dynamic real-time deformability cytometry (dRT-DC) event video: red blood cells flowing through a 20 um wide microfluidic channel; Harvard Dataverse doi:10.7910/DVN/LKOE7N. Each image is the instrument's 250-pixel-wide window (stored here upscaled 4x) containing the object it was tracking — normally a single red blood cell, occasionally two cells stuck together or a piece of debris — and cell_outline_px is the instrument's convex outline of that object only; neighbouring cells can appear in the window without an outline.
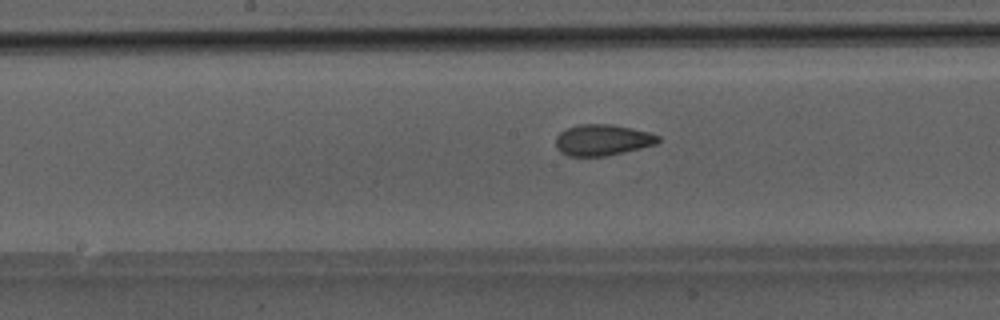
{"species": "Egyptian fruit bat (a non-hibernating species)", "species_latin": "Rousettus aegyptiacus", "temperature_condition": "room temperature", "stored_images_in_passage": 36, "camera_frame_rate_fps": 3000, "um_per_image_px": 0.085, "animal": {"sex": "male"}, "frame": {"image": 1, "passage_image": 21, "time_ms": 6.667, "image_size_px": [1000, 320], "cell_outline_px": [[660, 140], [656, 144], [608, 156], [568, 156], [560, 152], [556, 148], [556, 136], [560, 132], [568, 128], [580, 124], [612, 124], [632, 128], [648, 132], [660, 136]], "centroid_in_image_um": [51.2, 11.9], "position_along_channel_um": 197.0, "area_um2": 18.61}}
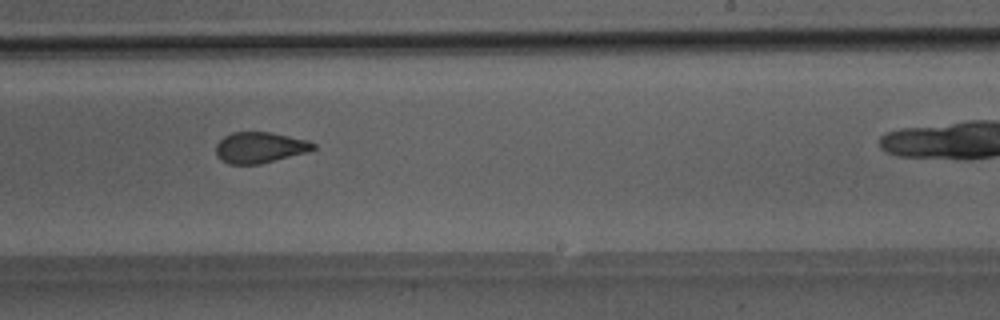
{"frame": {"image": 2, "passage_image": 26, "time_ms": 8.333, "image_size_px": [1000, 320], "cell_outline_px": [[316, 148], [308, 152], [260, 164], [228, 164], [220, 160], [216, 156], [216, 144], [224, 136], [232, 132], [272, 132], [308, 140], [316, 144]], "centroid_in_image_um": [22.08, 12.54], "position_along_channel_um": 266.9, "area_um2": 17.74}}